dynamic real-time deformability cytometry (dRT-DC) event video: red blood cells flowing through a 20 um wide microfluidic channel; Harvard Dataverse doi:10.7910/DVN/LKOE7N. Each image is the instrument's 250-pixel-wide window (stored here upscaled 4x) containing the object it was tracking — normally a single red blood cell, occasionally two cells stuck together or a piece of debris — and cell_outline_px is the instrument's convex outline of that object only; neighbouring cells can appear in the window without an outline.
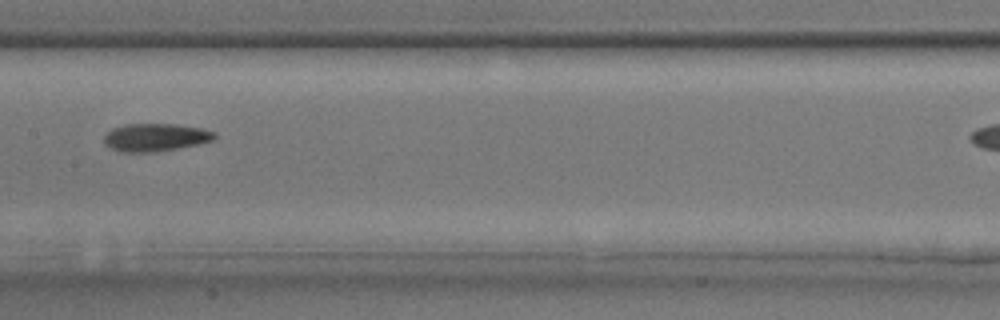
{"species": "common noctule bat (a hibernating species)", "species_latin": "Nyctalus noctula", "temperature_condition": "room temperature", "stored_images_in_passage": 18, "camera_frame_rate_fps": 3000, "um_per_image_px": 0.085, "animal": {"sex": "male", "body_mass_g": 17.9, "forearm_length_mm": 54.2}, "frame": {"image": 1, "passage_image": 7, "time_ms": 2.0, "image_size_px": [1000, 320], "cell_outline_px": [[216, 136], [212, 140], [200, 144], [156, 152], [120, 152], [104, 144], [104, 136], [112, 128], [124, 124], [176, 124], [200, 128], [216, 132]], "centroid_in_image_um": [13.2, 11.68], "position_along_channel_um": 194.2, "area_um2": 17.98}}
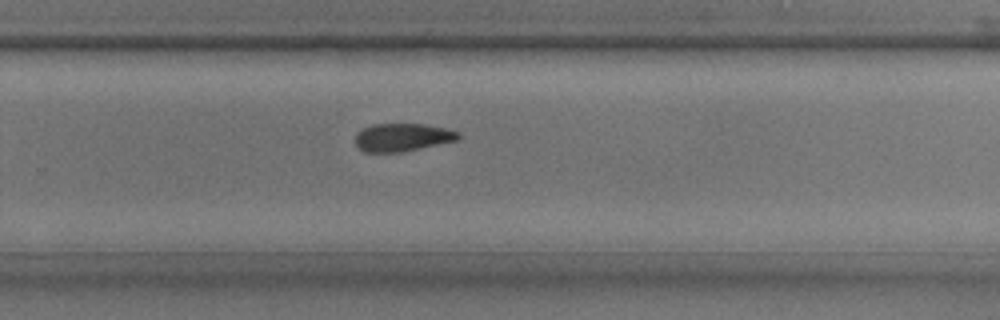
{"frame": {"image": 2, "passage_image": 12, "time_ms": 3.667, "image_size_px": [1000, 320], "cell_outline_px": [[460, 136], [456, 140], [400, 152], [364, 152], [356, 144], [356, 136], [364, 128], [372, 124], [424, 124], [444, 128], [460, 132]], "centroid_in_image_um": [34.2, 11.66], "position_along_channel_um": 295.6, "area_um2": 16.42}}
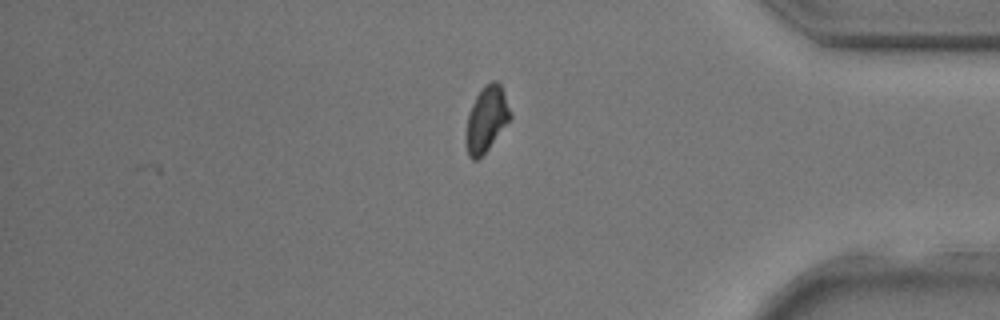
{"frame": {"image": 3, "passage_image": 18, "time_ms": 5.667, "image_size_px": [1000, 320], "cell_outline_px": [[512, 116], [488, 148], [476, 160], [472, 160], [468, 156], [464, 140], [468, 112], [476, 96], [484, 84], [492, 80], [496, 80], [500, 84]], "centroid_in_image_um": [41.3, 10.12], "position_along_channel_um": 393.9, "area_um2": 16.76}}